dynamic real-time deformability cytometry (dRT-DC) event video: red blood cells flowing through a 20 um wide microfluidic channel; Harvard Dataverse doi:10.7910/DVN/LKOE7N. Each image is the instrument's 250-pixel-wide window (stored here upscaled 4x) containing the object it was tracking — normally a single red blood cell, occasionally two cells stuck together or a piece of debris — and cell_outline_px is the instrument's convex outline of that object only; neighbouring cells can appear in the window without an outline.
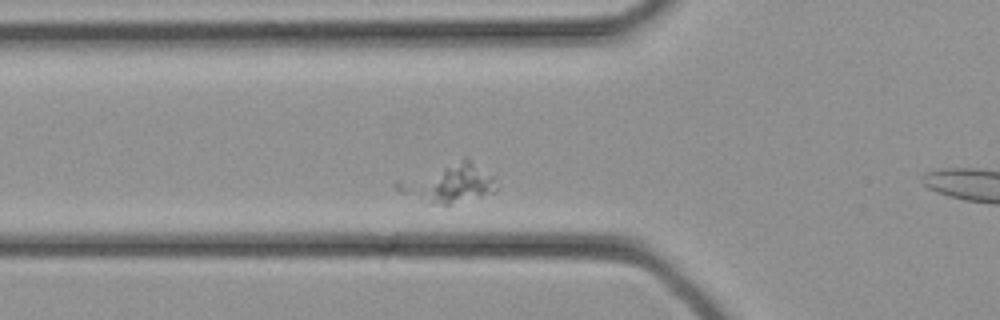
{"species": "common noctule bat (a hibernating species)", "species_latin": "Nyctalus noctula", "temperature_condition": "cold", "stored_images_in_passage": 3, "camera_frame_rate_fps": 3000, "um_per_image_px": 0.085, "animal": {"sex": "female", "body_mass_g": 21.9}, "frame": {"image": 1, "passage_image": 2, "time_ms": 0.333, "image_size_px": [1000, 320], "cell_outline_px": [[496, 192], [448, 204], [444, 204], [400, 192], [392, 184], [396, 180], [464, 156], [492, 176], [496, 188]], "centroid_in_image_um": [38.12, 15.5], "position_along_channel_um": 87.7, "area_um2": 21.73}}